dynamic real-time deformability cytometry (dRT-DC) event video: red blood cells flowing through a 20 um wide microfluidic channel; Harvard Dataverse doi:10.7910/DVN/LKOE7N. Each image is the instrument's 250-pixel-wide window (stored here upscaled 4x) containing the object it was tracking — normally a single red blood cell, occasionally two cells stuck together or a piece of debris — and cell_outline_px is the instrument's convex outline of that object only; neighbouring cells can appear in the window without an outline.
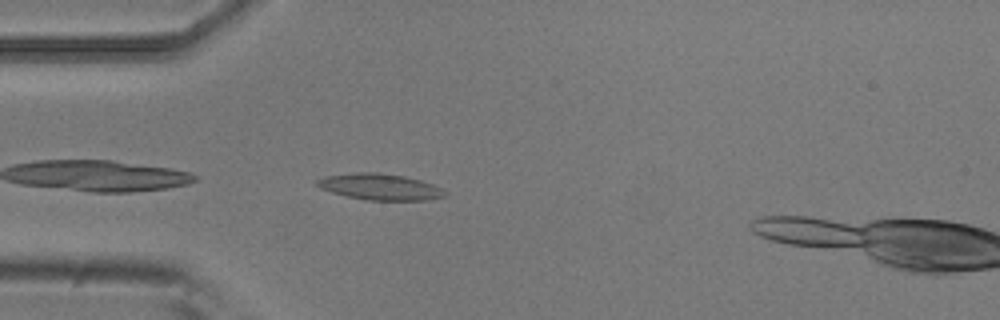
{"species": "common noctule bat (a hibernating species)", "species_latin": "Nyctalus noctula", "temperature_condition": "room temperature", "stored_images_in_passage": 5, "camera_frame_rate_fps": 3000, "um_per_image_px": 0.085, "animal": {"sex": "male", "body_mass_g": 20.5, "forearm_length_mm": 52.5}, "frame": {"image": 1, "passage_image": 4, "time_ms": 1.0, "image_size_px": [1000, 320], "cell_outline_px": [[448, 196], [428, 200], [368, 200], [348, 196], [332, 192], [320, 188], [316, 184], [316, 180], [324, 176], [352, 172], [380, 172], [404, 176], [420, 180], [432, 184], [448, 192]], "centroid_in_image_um": [32.31, 15.87], "position_along_channel_um": 52.7, "area_um2": 19.65}}